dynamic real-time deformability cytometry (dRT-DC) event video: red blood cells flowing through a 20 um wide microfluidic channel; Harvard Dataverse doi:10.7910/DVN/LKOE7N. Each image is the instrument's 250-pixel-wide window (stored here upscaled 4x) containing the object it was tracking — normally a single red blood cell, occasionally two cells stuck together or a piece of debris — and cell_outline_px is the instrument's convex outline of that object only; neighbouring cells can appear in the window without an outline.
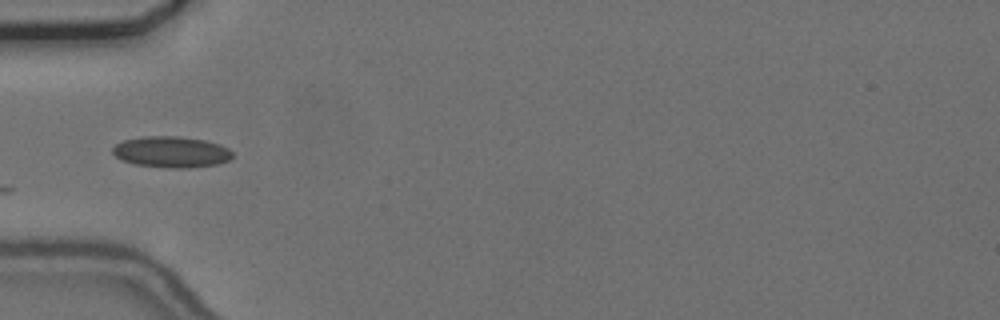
{"species": "common noctule bat (a hibernating species)", "species_latin": "Nyctalus noctula", "temperature_condition": "cold", "stored_images_in_passage": 29, "camera_frame_rate_fps": 3000, "um_per_image_px": 0.085, "animal": {"sex": "female", "body_mass_g": 24.6, "forearm_length_mm": 56.2}, "frame": {"image": 1, "passage_image": 1, "time_ms": 0.0, "image_size_px": [1000, 320], "cell_outline_px": [[232, 156], [228, 160], [220, 164], [188, 168], [172, 168], [136, 164], [120, 160], [112, 152], [112, 148], [116, 144], [124, 140], [144, 136], [180, 136], [204, 140], [220, 144], [228, 148], [232, 152]], "centroid_in_image_um": [14.57, 12.91], "position_along_channel_um": 70.4, "area_um2": 21.79}}
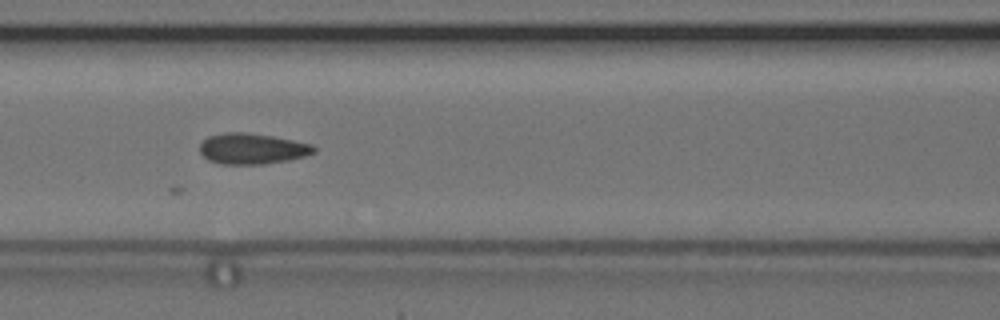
{"frame": {"image": 2, "passage_image": 7, "time_ms": 2.0, "image_size_px": [1000, 320], "cell_outline_px": [[316, 152], [304, 156], [288, 160], [264, 164], [220, 164], [208, 160], [200, 152], [200, 144], [208, 136], [224, 132], [244, 132], [272, 136], [312, 144], [316, 148]], "centroid_in_image_um": [21.42, 12.64], "position_along_channel_um": 145.2, "area_um2": 20.46}}
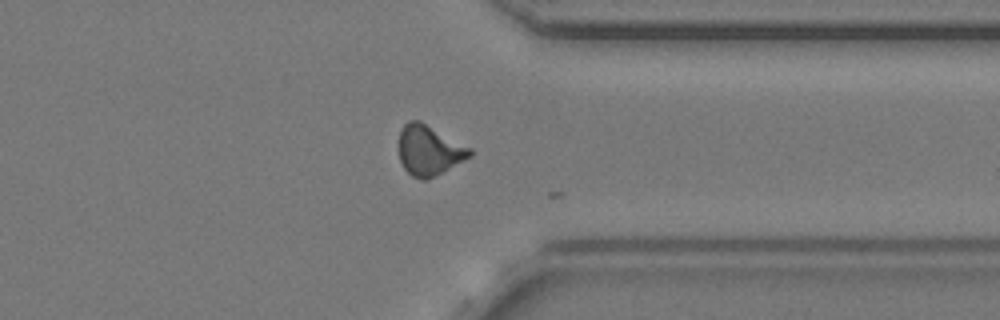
{"frame": {"image": 3, "passage_image": 26, "time_ms": 8.333, "image_size_px": [1000, 320], "cell_outline_px": [[472, 156], [424, 180], [420, 180], [412, 176], [404, 168], [400, 160], [400, 128], [408, 120], [420, 120], [472, 148]], "centroid_in_image_um": [36.47, 12.74], "position_along_channel_um": 374.9, "area_um2": 20.52}}